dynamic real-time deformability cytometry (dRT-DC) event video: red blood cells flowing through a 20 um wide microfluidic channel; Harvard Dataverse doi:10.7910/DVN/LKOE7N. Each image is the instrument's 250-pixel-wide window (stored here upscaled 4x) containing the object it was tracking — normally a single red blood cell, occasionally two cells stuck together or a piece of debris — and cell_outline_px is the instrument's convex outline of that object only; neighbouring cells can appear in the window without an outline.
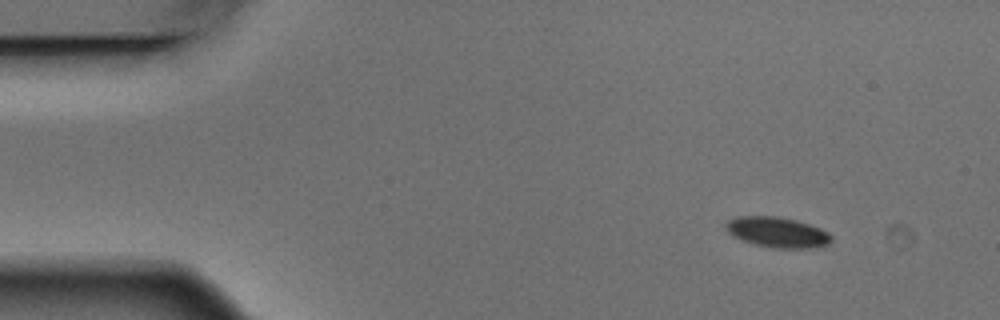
{"species": "Egyptian fruit bat (a non-hibernating species)", "species_latin": "Rousettus aegyptiacus", "temperature_condition": "warm", "stored_images_in_passage": 5, "camera_frame_rate_fps": 3000, "um_per_image_px": 0.085, "animal": {"sex": "male"}, "frame": {"image": 1, "passage_image": 1, "time_ms": 0.0, "image_size_px": [1000, 320], "cell_outline_px": [[832, 240], [828, 244], [808, 248], [772, 248], [756, 244], [732, 236], [724, 228], [724, 224], [728, 220], [736, 216], [776, 216], [796, 220], [820, 228], [828, 232], [832, 236]], "centroid_in_image_um": [66.04, 19.73], "position_along_channel_um": 19.0, "area_um2": 18.67}}
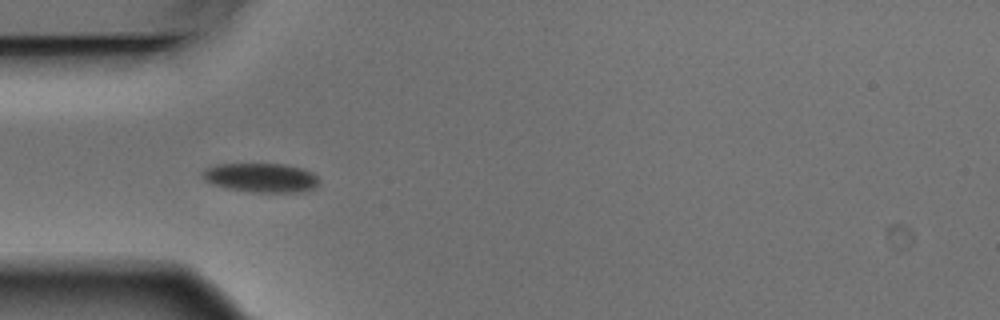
{"frame": {"image": 2, "passage_image": 4, "time_ms": 1.0, "image_size_px": [1000, 320], "cell_outline_px": [[320, 184], [316, 188], [300, 192], [252, 192], [224, 188], [212, 184], [204, 180], [200, 176], [200, 172], [204, 168], [216, 164], [284, 164], [300, 168], [312, 172], [320, 180]], "centroid_in_image_um": [22.15, 15.11], "position_along_channel_um": 62.8, "area_um2": 20.17}}
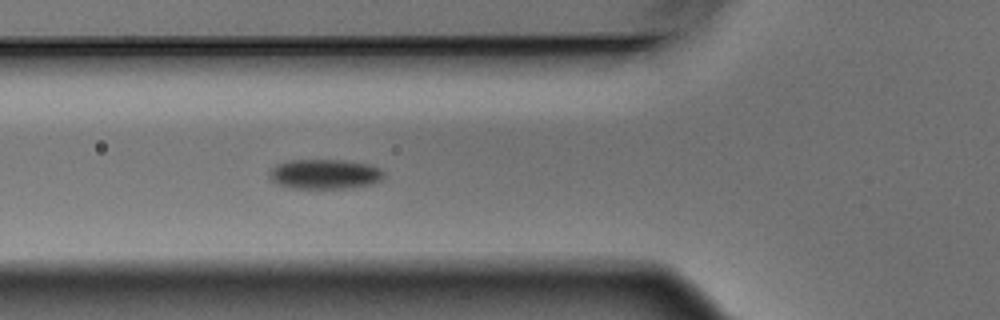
{"frame": {"image": 3, "passage_image": 5, "time_ms": 1.333, "image_size_px": [1000, 320], "cell_outline_px": [[384, 176], [380, 180], [372, 184], [352, 188], [288, 188], [272, 180], [268, 176], [268, 172], [276, 164], [288, 160], [344, 160], [372, 164], [380, 168], [384, 172]], "centroid_in_image_um": [27.62, 14.79], "position_along_channel_um": 98.2, "area_um2": 20.11}}